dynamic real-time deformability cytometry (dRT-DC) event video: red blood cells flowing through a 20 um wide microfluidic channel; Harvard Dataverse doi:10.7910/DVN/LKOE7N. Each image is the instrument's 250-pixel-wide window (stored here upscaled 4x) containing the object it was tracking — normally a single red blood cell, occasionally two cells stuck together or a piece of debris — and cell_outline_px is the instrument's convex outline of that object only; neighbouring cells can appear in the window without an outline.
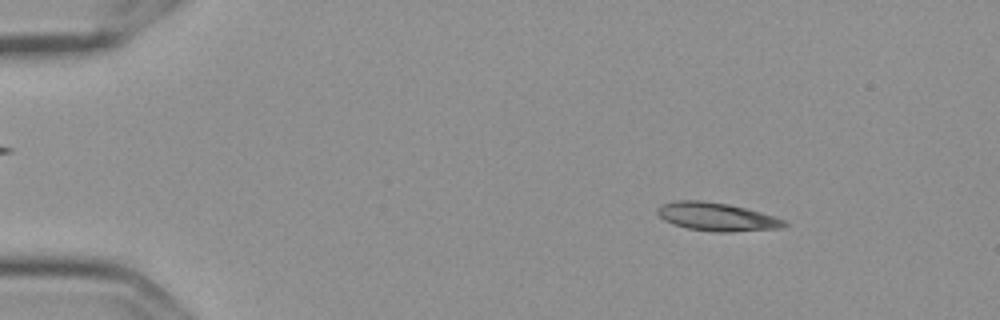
{"species": "Egyptian fruit bat (a non-hibernating species)", "species_latin": "Rousettus aegyptiacus", "temperature_condition": "cold", "stored_images_in_passage": 49, "camera_frame_rate_fps": 3000, "um_per_image_px": 0.085, "frame": {"image": 1, "passage_image": 1, "time_ms": 0.0, "image_size_px": [1000, 320], "cell_outline_px": [[788, 224], [780, 228], [732, 232], [716, 232], [688, 228], [672, 224], [664, 220], [656, 212], [656, 208], [660, 204], [676, 200], [700, 200], [728, 204], [776, 216], [784, 220]], "centroid_in_image_um": [60.89, 18.42], "position_along_channel_um": 24.1, "area_um2": 20.92}}
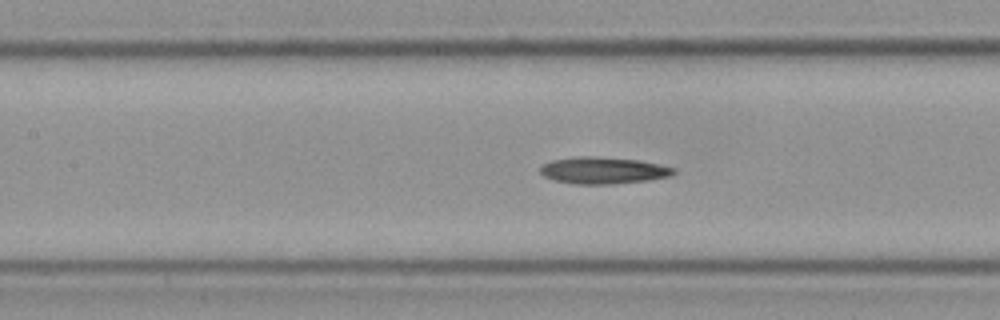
{"frame": {"image": 2, "passage_image": 19, "time_ms": 6.0, "image_size_px": [1000, 320], "cell_outline_px": [[676, 172], [672, 176], [648, 180], [616, 184], [576, 184], [552, 180], [544, 176], [540, 172], [540, 168], [544, 164], [552, 160], [580, 156], [592, 156], [636, 160], [676, 168]], "centroid_in_image_um": [51.27, 14.5], "position_along_channel_um": 156.1, "area_um2": 20.75}}
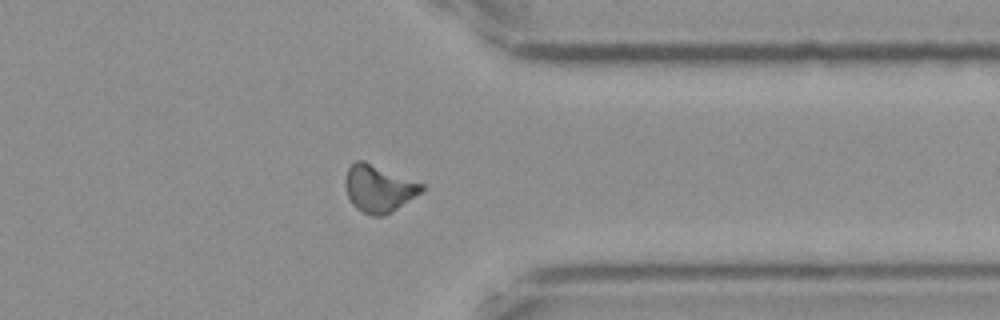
{"frame": {"image": 3, "passage_image": 38, "time_ms": 12.333, "image_size_px": [1000, 320], "cell_outline_px": [[424, 188], [420, 192], [384, 216], [372, 216], [356, 208], [352, 204], [348, 196], [344, 184], [344, 180], [348, 168], [356, 160], [364, 160], [424, 184]], "centroid_in_image_um": [32.14, 16.0], "position_along_channel_um": 379.3, "area_um2": 20.69}}